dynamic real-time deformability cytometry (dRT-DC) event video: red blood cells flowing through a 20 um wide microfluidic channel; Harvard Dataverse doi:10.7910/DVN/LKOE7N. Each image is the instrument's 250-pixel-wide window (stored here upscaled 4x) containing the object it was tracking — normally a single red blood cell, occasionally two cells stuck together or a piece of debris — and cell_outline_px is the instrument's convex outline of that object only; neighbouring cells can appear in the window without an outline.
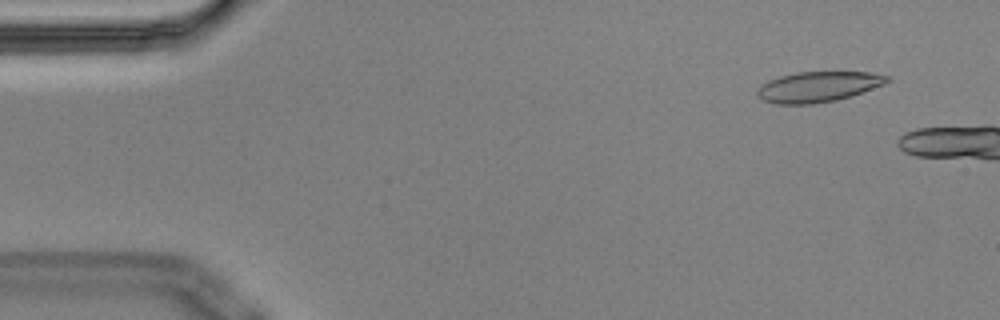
{"species": "Egyptian fruit bat (a non-hibernating species)", "species_latin": "Rousettus aegyptiacus", "temperature_condition": "cold", "stored_images_in_passage": 2, "camera_frame_rate_fps": 3000, "um_per_image_px": 0.085, "animal": {"sex": "male"}, "frame": {"image": 1, "passage_image": 1, "time_ms": 0.0, "image_size_px": [1000, 320], "cell_outline_px": [[892, 80], [884, 84], [852, 96], [836, 100], [812, 104], [776, 104], [764, 100], [756, 96], [756, 92], [760, 84], [768, 80], [780, 76], [796, 72], [868, 72], [888, 76]], "centroid_in_image_um": [69.52, 7.37], "position_along_channel_um": 15.5, "area_um2": 23.12}}